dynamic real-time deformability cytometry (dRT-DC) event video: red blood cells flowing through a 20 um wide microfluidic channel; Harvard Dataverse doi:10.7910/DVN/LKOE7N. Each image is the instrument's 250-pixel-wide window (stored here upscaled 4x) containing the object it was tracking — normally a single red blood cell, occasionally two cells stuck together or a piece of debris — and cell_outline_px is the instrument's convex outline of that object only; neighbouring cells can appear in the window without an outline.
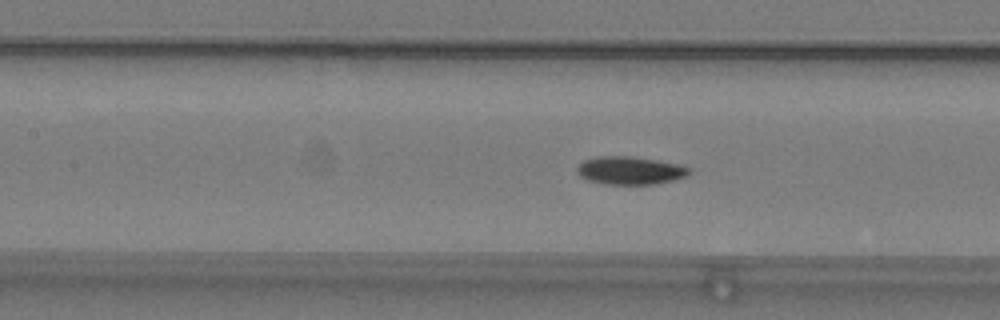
{"species": "common noctule bat (a hibernating species)", "species_latin": "Nyctalus noctula", "temperature_condition": "warm", "stored_images_in_passage": 28, "camera_frame_rate_fps": 3000, "um_per_image_px": 0.085, "animal": {"sex": "male", "body_mass_g": 19.2, "forearm_length_mm": 51.8}, "frame": {"image": 1, "passage_image": 14, "time_ms": 4.333, "image_size_px": [1000, 320], "cell_outline_px": [[688, 172], [684, 176], [672, 180], [652, 184], [604, 184], [588, 180], [580, 176], [576, 172], [576, 168], [584, 160], [596, 156], [628, 156], [656, 160], [676, 164], [688, 168]], "centroid_in_image_um": [53.45, 14.49], "position_along_channel_um": 153.9, "area_um2": 17.92}}
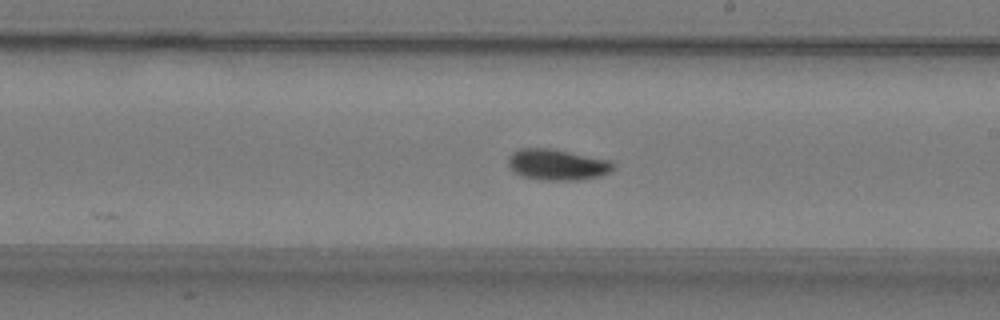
{"frame": {"image": 2, "passage_image": 21, "time_ms": 6.667, "image_size_px": [1000, 320], "cell_outline_px": [[612, 168], [608, 172], [600, 176], [576, 180], [544, 180], [524, 176], [516, 172], [508, 164], [508, 156], [512, 152], [520, 148], [552, 148], [608, 160], [612, 164]], "centroid_in_image_um": [47.31, 13.98], "position_along_channel_um": 241.7, "area_um2": 18.61}}
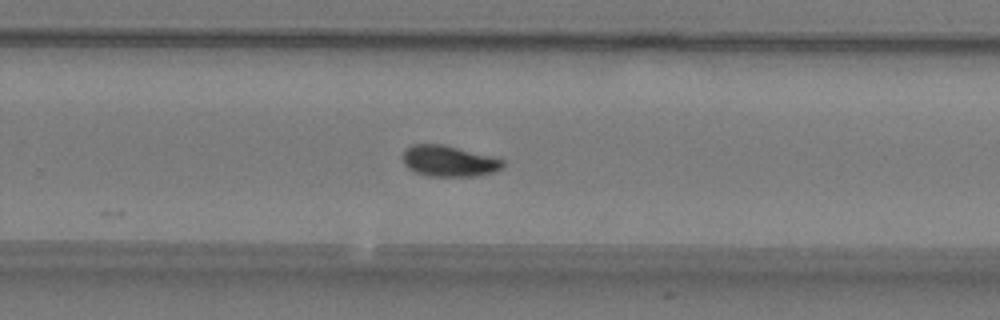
{"frame": {"image": 3, "passage_image": 25, "time_ms": 8.0, "image_size_px": [1000, 320], "cell_outline_px": [[504, 164], [496, 172], [476, 176], [428, 176], [416, 172], [408, 168], [404, 164], [404, 148], [412, 144], [440, 144], [504, 160]], "centroid_in_image_um": [38.12, 13.7], "position_along_channel_um": 291.7, "area_um2": 17.74}}